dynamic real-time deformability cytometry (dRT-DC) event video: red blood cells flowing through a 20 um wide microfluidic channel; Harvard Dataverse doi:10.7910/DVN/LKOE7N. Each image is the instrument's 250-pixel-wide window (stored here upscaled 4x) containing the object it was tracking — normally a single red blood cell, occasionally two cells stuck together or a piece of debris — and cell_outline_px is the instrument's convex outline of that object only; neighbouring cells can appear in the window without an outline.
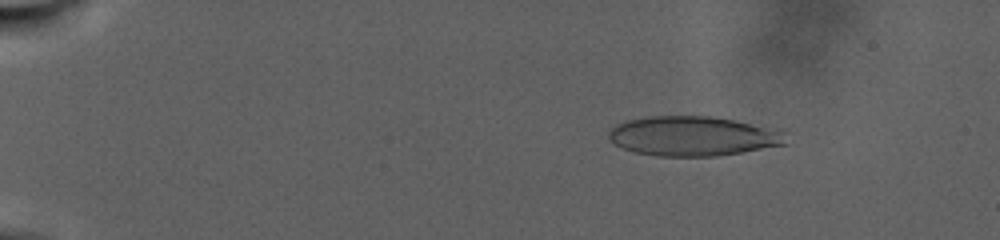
{"species": "human", "species_latin": "Homo sapiens", "temperature_condition": "warm", "stored_images_in_passage": 164, "camera_frame_rate_fps": 3000, "um_per_image_px": 0.085, "donor": {"sex": "male"}, "frame": {"image": 1, "passage_image": 18, "time_ms": 5.0, "image_size_px": [1000, 240], "cell_outline_px": [[788, 144], [716, 156], [656, 156], [636, 152], [624, 148], [616, 144], [608, 136], [608, 132], [616, 124], [624, 120], [648, 116], [712, 116], [784, 128], [788, 132]], "centroid_in_image_um": [59.03, 11.55], "position_along_channel_um": 26.0, "area_um2": 41.67}}
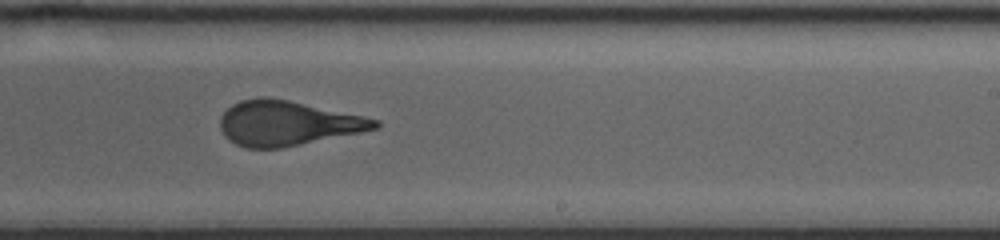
{"frame": {"image": 2, "passage_image": 97, "time_ms": 21.667, "image_size_px": [1000, 240], "cell_outline_px": [[380, 128], [280, 148], [244, 148], [228, 140], [224, 136], [220, 128], [220, 116], [232, 104], [240, 100], [260, 96], [264, 96], [288, 100], [364, 116], [380, 120]], "centroid_in_image_um": [24.4, 10.47], "position_along_channel_um": 264.6, "area_um2": 40.34}}
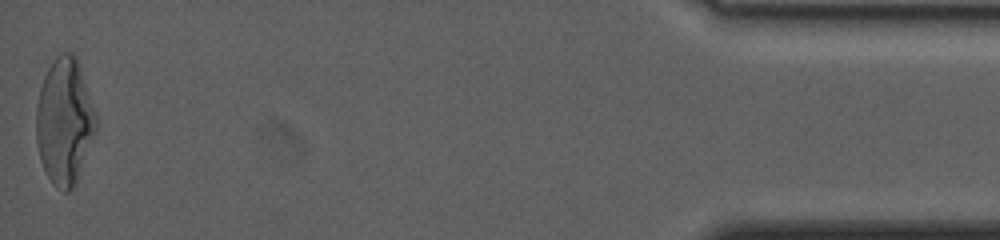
{"frame": {"image": 3, "passage_image": 164, "time_ms": 33.0, "image_size_px": [1000, 240], "cell_outline_px": [[96, 132], [76, 180], [72, 188], [68, 192], [64, 192], [56, 188], [52, 184], [40, 160], [36, 140], [36, 104], [40, 88], [44, 76], [48, 68], [56, 56], [60, 52], [72, 52], [76, 56], [96, 112]], "centroid_in_image_um": [5.47, 10.3], "position_along_channel_um": 429.7, "area_um2": 43.93}, "authors_computed_cell_mechanics": {"area_um2": 41.0958, "velocity_mm_per_s": 2.1427, "shape_relaxation_time_tau1_ms": null, "shape_relaxation_time_tau2_ms": 1.8019, "deformation_change_tau1": null, "deformation_change_tau2": 0.1121}}